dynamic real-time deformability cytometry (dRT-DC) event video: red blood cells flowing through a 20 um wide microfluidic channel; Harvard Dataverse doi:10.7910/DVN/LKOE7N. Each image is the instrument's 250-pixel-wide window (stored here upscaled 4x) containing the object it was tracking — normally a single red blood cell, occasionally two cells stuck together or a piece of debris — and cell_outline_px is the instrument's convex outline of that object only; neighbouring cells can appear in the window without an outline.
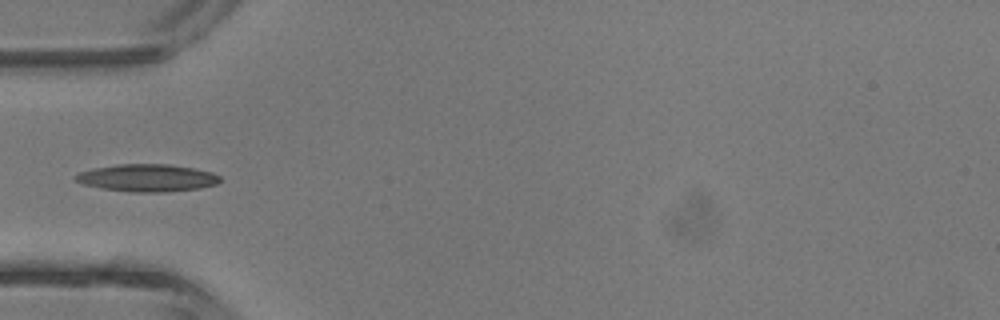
{"species": "common noctule bat (a hibernating species)", "species_latin": "Nyctalus noctula", "temperature_condition": "room temperature", "stored_images_in_passage": 3, "camera_frame_rate_fps": 3000, "um_per_image_px": 0.085, "animal": {"sex": "male", "body_mass_g": 13.3}, "frame": {"image": 1, "passage_image": 3, "time_ms": 2.333, "image_size_px": [1000, 320], "cell_outline_px": [[220, 180], [216, 184], [200, 188], [164, 192], [132, 192], [104, 188], [84, 184], [76, 180], [72, 176], [80, 172], [92, 168], [116, 164], [168, 164], [192, 168], [212, 172], [220, 176]], "centroid_in_image_um": [12.5, 15.11], "position_along_channel_um": 72.5, "area_um2": 22.95}}